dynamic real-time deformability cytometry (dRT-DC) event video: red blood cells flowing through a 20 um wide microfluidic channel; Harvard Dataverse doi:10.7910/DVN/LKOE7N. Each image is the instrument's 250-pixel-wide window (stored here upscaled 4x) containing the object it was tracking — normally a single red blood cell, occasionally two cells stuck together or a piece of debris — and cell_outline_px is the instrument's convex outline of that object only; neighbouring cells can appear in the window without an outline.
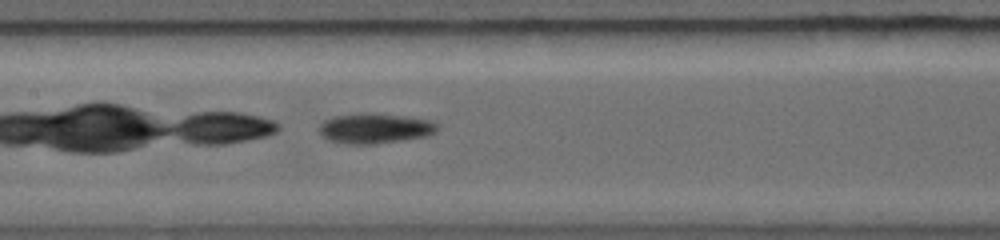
{"species": "common noctule bat (a hibernating species)", "species_latin": "Nyctalus noctula", "temperature_condition": "warm", "stored_images_in_passage": 22, "camera_frame_rate_fps": 5000, "um_per_image_px": 0.085, "animal": {"sex": "female", "body_mass_g": 19.0, "forearm_length_mm": 56.7}, "frame": {"image": 1, "passage_image": 6, "time_ms": 2.0, "image_size_px": [1000, 240], "cell_outline_px": [[436, 132], [424, 136], [400, 140], [372, 144], [344, 144], [328, 140], [320, 132], [320, 124], [324, 120], [336, 116], [400, 116], [432, 120], [436, 124]], "centroid_in_image_um": [31.85, 10.96], "position_along_channel_um": 175.5, "area_um2": 19.48}}